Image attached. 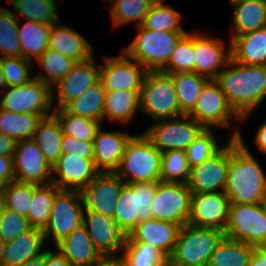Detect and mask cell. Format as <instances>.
<instances>
[{
	"mask_svg": "<svg viewBox=\"0 0 266 266\" xmlns=\"http://www.w3.org/2000/svg\"><path fill=\"white\" fill-rule=\"evenodd\" d=\"M230 203L258 204L266 195V174L236 129L229 139V169L224 190Z\"/></svg>",
	"mask_w": 266,
	"mask_h": 266,
	"instance_id": "6da1fadb",
	"label": "cell"
},
{
	"mask_svg": "<svg viewBox=\"0 0 266 266\" xmlns=\"http://www.w3.org/2000/svg\"><path fill=\"white\" fill-rule=\"evenodd\" d=\"M225 67L215 80L242 122L266 98V66L245 65L231 58Z\"/></svg>",
	"mask_w": 266,
	"mask_h": 266,
	"instance_id": "7a4b0ae2",
	"label": "cell"
},
{
	"mask_svg": "<svg viewBox=\"0 0 266 266\" xmlns=\"http://www.w3.org/2000/svg\"><path fill=\"white\" fill-rule=\"evenodd\" d=\"M162 153L142 133L127 143L115 173L126 183L160 182Z\"/></svg>",
	"mask_w": 266,
	"mask_h": 266,
	"instance_id": "3957f363",
	"label": "cell"
},
{
	"mask_svg": "<svg viewBox=\"0 0 266 266\" xmlns=\"http://www.w3.org/2000/svg\"><path fill=\"white\" fill-rule=\"evenodd\" d=\"M223 236L221 230L187 223L180 228L168 261L174 266H207Z\"/></svg>",
	"mask_w": 266,
	"mask_h": 266,
	"instance_id": "277c9868",
	"label": "cell"
},
{
	"mask_svg": "<svg viewBox=\"0 0 266 266\" xmlns=\"http://www.w3.org/2000/svg\"><path fill=\"white\" fill-rule=\"evenodd\" d=\"M136 28L139 34L122 51L147 71H161L167 65L176 43L186 33L154 31L142 26Z\"/></svg>",
	"mask_w": 266,
	"mask_h": 266,
	"instance_id": "5b68a950",
	"label": "cell"
},
{
	"mask_svg": "<svg viewBox=\"0 0 266 266\" xmlns=\"http://www.w3.org/2000/svg\"><path fill=\"white\" fill-rule=\"evenodd\" d=\"M140 111L154 121L184 115L170 74L147 71L140 91Z\"/></svg>",
	"mask_w": 266,
	"mask_h": 266,
	"instance_id": "8992f818",
	"label": "cell"
},
{
	"mask_svg": "<svg viewBox=\"0 0 266 266\" xmlns=\"http://www.w3.org/2000/svg\"><path fill=\"white\" fill-rule=\"evenodd\" d=\"M55 97L54 91L47 84L34 78L24 85L6 87L0 93V108L14 113L46 117L53 114L51 109Z\"/></svg>",
	"mask_w": 266,
	"mask_h": 266,
	"instance_id": "52a82bcc",
	"label": "cell"
},
{
	"mask_svg": "<svg viewBox=\"0 0 266 266\" xmlns=\"http://www.w3.org/2000/svg\"><path fill=\"white\" fill-rule=\"evenodd\" d=\"M155 122L143 134L161 153L169 150L186 151L205 129L189 115L160 119Z\"/></svg>",
	"mask_w": 266,
	"mask_h": 266,
	"instance_id": "ba28073f",
	"label": "cell"
},
{
	"mask_svg": "<svg viewBox=\"0 0 266 266\" xmlns=\"http://www.w3.org/2000/svg\"><path fill=\"white\" fill-rule=\"evenodd\" d=\"M224 236L253 246L266 245V212L261 203H230Z\"/></svg>",
	"mask_w": 266,
	"mask_h": 266,
	"instance_id": "9c48e42d",
	"label": "cell"
},
{
	"mask_svg": "<svg viewBox=\"0 0 266 266\" xmlns=\"http://www.w3.org/2000/svg\"><path fill=\"white\" fill-rule=\"evenodd\" d=\"M188 115L205 129L230 127L232 118L241 121L215 79L204 85L194 109Z\"/></svg>",
	"mask_w": 266,
	"mask_h": 266,
	"instance_id": "30bf717a",
	"label": "cell"
},
{
	"mask_svg": "<svg viewBox=\"0 0 266 266\" xmlns=\"http://www.w3.org/2000/svg\"><path fill=\"white\" fill-rule=\"evenodd\" d=\"M191 190L184 183L158 182L151 202L152 218L178 224H187L190 216Z\"/></svg>",
	"mask_w": 266,
	"mask_h": 266,
	"instance_id": "8fae6325",
	"label": "cell"
},
{
	"mask_svg": "<svg viewBox=\"0 0 266 266\" xmlns=\"http://www.w3.org/2000/svg\"><path fill=\"white\" fill-rule=\"evenodd\" d=\"M83 212L77 191L60 190L53 200L48 223L42 230L45 239L52 237L56 244L69 236L83 224Z\"/></svg>",
	"mask_w": 266,
	"mask_h": 266,
	"instance_id": "7c38bea8",
	"label": "cell"
},
{
	"mask_svg": "<svg viewBox=\"0 0 266 266\" xmlns=\"http://www.w3.org/2000/svg\"><path fill=\"white\" fill-rule=\"evenodd\" d=\"M121 53L117 57H106L100 67V80L105 91H141L146 68L123 51Z\"/></svg>",
	"mask_w": 266,
	"mask_h": 266,
	"instance_id": "4fadbf2b",
	"label": "cell"
},
{
	"mask_svg": "<svg viewBox=\"0 0 266 266\" xmlns=\"http://www.w3.org/2000/svg\"><path fill=\"white\" fill-rule=\"evenodd\" d=\"M124 184L115 172L99 173L88 186L77 190L84 211H96L113 217Z\"/></svg>",
	"mask_w": 266,
	"mask_h": 266,
	"instance_id": "5bb4252c",
	"label": "cell"
},
{
	"mask_svg": "<svg viewBox=\"0 0 266 266\" xmlns=\"http://www.w3.org/2000/svg\"><path fill=\"white\" fill-rule=\"evenodd\" d=\"M15 181L46 185L52 183V166L33 139L18 140L13 155Z\"/></svg>",
	"mask_w": 266,
	"mask_h": 266,
	"instance_id": "9a60e30c",
	"label": "cell"
},
{
	"mask_svg": "<svg viewBox=\"0 0 266 266\" xmlns=\"http://www.w3.org/2000/svg\"><path fill=\"white\" fill-rule=\"evenodd\" d=\"M229 169V140L212 157L191 167L187 186L193 193L224 192Z\"/></svg>",
	"mask_w": 266,
	"mask_h": 266,
	"instance_id": "2e32d148",
	"label": "cell"
},
{
	"mask_svg": "<svg viewBox=\"0 0 266 266\" xmlns=\"http://www.w3.org/2000/svg\"><path fill=\"white\" fill-rule=\"evenodd\" d=\"M229 198L225 192L193 193L190 196L189 224L197 227L213 228L225 232Z\"/></svg>",
	"mask_w": 266,
	"mask_h": 266,
	"instance_id": "e0dca14e",
	"label": "cell"
},
{
	"mask_svg": "<svg viewBox=\"0 0 266 266\" xmlns=\"http://www.w3.org/2000/svg\"><path fill=\"white\" fill-rule=\"evenodd\" d=\"M83 225L101 256H118L123 250L127 236L113 217L96 211H84Z\"/></svg>",
	"mask_w": 266,
	"mask_h": 266,
	"instance_id": "ac0fdd59",
	"label": "cell"
},
{
	"mask_svg": "<svg viewBox=\"0 0 266 266\" xmlns=\"http://www.w3.org/2000/svg\"><path fill=\"white\" fill-rule=\"evenodd\" d=\"M99 173L94 160L75 154H63L52 166V183L60 190L77 191L88 186Z\"/></svg>",
	"mask_w": 266,
	"mask_h": 266,
	"instance_id": "d6986e66",
	"label": "cell"
},
{
	"mask_svg": "<svg viewBox=\"0 0 266 266\" xmlns=\"http://www.w3.org/2000/svg\"><path fill=\"white\" fill-rule=\"evenodd\" d=\"M225 48L222 40L204 32H194L195 73L216 79L221 68L231 59V43Z\"/></svg>",
	"mask_w": 266,
	"mask_h": 266,
	"instance_id": "ffe728a7",
	"label": "cell"
},
{
	"mask_svg": "<svg viewBox=\"0 0 266 266\" xmlns=\"http://www.w3.org/2000/svg\"><path fill=\"white\" fill-rule=\"evenodd\" d=\"M100 79V68L94 57L76 62L69 73L53 88L57 89V105L53 109L64 108L70 101L80 96Z\"/></svg>",
	"mask_w": 266,
	"mask_h": 266,
	"instance_id": "44dd1931",
	"label": "cell"
},
{
	"mask_svg": "<svg viewBox=\"0 0 266 266\" xmlns=\"http://www.w3.org/2000/svg\"><path fill=\"white\" fill-rule=\"evenodd\" d=\"M133 136L121 131H104L101 127L93 139L94 164L100 173L115 172Z\"/></svg>",
	"mask_w": 266,
	"mask_h": 266,
	"instance_id": "7402d4cb",
	"label": "cell"
},
{
	"mask_svg": "<svg viewBox=\"0 0 266 266\" xmlns=\"http://www.w3.org/2000/svg\"><path fill=\"white\" fill-rule=\"evenodd\" d=\"M180 228V225L171 222L148 219L140 222L126 237L125 242L148 243L169 258L175 247Z\"/></svg>",
	"mask_w": 266,
	"mask_h": 266,
	"instance_id": "603a6c76",
	"label": "cell"
},
{
	"mask_svg": "<svg viewBox=\"0 0 266 266\" xmlns=\"http://www.w3.org/2000/svg\"><path fill=\"white\" fill-rule=\"evenodd\" d=\"M48 48L63 53L75 62H83L93 57V47L74 29L60 25V21L52 24Z\"/></svg>",
	"mask_w": 266,
	"mask_h": 266,
	"instance_id": "cb8c5ba5",
	"label": "cell"
},
{
	"mask_svg": "<svg viewBox=\"0 0 266 266\" xmlns=\"http://www.w3.org/2000/svg\"><path fill=\"white\" fill-rule=\"evenodd\" d=\"M45 235L42 229L31 228L16 239L6 243L1 266H22L30 259L42 255Z\"/></svg>",
	"mask_w": 266,
	"mask_h": 266,
	"instance_id": "d4e9b609",
	"label": "cell"
},
{
	"mask_svg": "<svg viewBox=\"0 0 266 266\" xmlns=\"http://www.w3.org/2000/svg\"><path fill=\"white\" fill-rule=\"evenodd\" d=\"M55 245L57 251L63 255L72 266H86L97 261L101 257L100 253L94 248L83 224Z\"/></svg>",
	"mask_w": 266,
	"mask_h": 266,
	"instance_id": "484cf974",
	"label": "cell"
},
{
	"mask_svg": "<svg viewBox=\"0 0 266 266\" xmlns=\"http://www.w3.org/2000/svg\"><path fill=\"white\" fill-rule=\"evenodd\" d=\"M231 58L238 63L266 66V26L236 36L231 42Z\"/></svg>",
	"mask_w": 266,
	"mask_h": 266,
	"instance_id": "4316f807",
	"label": "cell"
},
{
	"mask_svg": "<svg viewBox=\"0 0 266 266\" xmlns=\"http://www.w3.org/2000/svg\"><path fill=\"white\" fill-rule=\"evenodd\" d=\"M233 34L230 42L236 37L253 32L266 26V0H242L232 3Z\"/></svg>",
	"mask_w": 266,
	"mask_h": 266,
	"instance_id": "83f0119b",
	"label": "cell"
},
{
	"mask_svg": "<svg viewBox=\"0 0 266 266\" xmlns=\"http://www.w3.org/2000/svg\"><path fill=\"white\" fill-rule=\"evenodd\" d=\"M140 110V91L117 90L106 92L104 121L109 119L127 124Z\"/></svg>",
	"mask_w": 266,
	"mask_h": 266,
	"instance_id": "f1b7e54d",
	"label": "cell"
},
{
	"mask_svg": "<svg viewBox=\"0 0 266 266\" xmlns=\"http://www.w3.org/2000/svg\"><path fill=\"white\" fill-rule=\"evenodd\" d=\"M62 138L63 131L58 118L54 114L42 117L37 125L33 140L51 166L62 155Z\"/></svg>",
	"mask_w": 266,
	"mask_h": 266,
	"instance_id": "f546056e",
	"label": "cell"
},
{
	"mask_svg": "<svg viewBox=\"0 0 266 266\" xmlns=\"http://www.w3.org/2000/svg\"><path fill=\"white\" fill-rule=\"evenodd\" d=\"M18 22V39L22 57L30 62L36 60L48 48L51 26L41 22L25 20L23 26Z\"/></svg>",
	"mask_w": 266,
	"mask_h": 266,
	"instance_id": "4dcf8cb0",
	"label": "cell"
},
{
	"mask_svg": "<svg viewBox=\"0 0 266 266\" xmlns=\"http://www.w3.org/2000/svg\"><path fill=\"white\" fill-rule=\"evenodd\" d=\"M106 91L99 79L80 96L70 101L64 108L74 115L104 122V104Z\"/></svg>",
	"mask_w": 266,
	"mask_h": 266,
	"instance_id": "1f68e13d",
	"label": "cell"
},
{
	"mask_svg": "<svg viewBox=\"0 0 266 266\" xmlns=\"http://www.w3.org/2000/svg\"><path fill=\"white\" fill-rule=\"evenodd\" d=\"M254 248L253 245L223 236L207 266H248Z\"/></svg>",
	"mask_w": 266,
	"mask_h": 266,
	"instance_id": "d6a6232c",
	"label": "cell"
},
{
	"mask_svg": "<svg viewBox=\"0 0 266 266\" xmlns=\"http://www.w3.org/2000/svg\"><path fill=\"white\" fill-rule=\"evenodd\" d=\"M174 83L179 109L188 115L195 107L204 85L210 80L194 72L170 74Z\"/></svg>",
	"mask_w": 266,
	"mask_h": 266,
	"instance_id": "836d02e7",
	"label": "cell"
},
{
	"mask_svg": "<svg viewBox=\"0 0 266 266\" xmlns=\"http://www.w3.org/2000/svg\"><path fill=\"white\" fill-rule=\"evenodd\" d=\"M41 115L14 113L0 108V132L18 140L33 139Z\"/></svg>",
	"mask_w": 266,
	"mask_h": 266,
	"instance_id": "e575fe53",
	"label": "cell"
},
{
	"mask_svg": "<svg viewBox=\"0 0 266 266\" xmlns=\"http://www.w3.org/2000/svg\"><path fill=\"white\" fill-rule=\"evenodd\" d=\"M138 210V192H134V189L125 183L116 201L113 219L126 236L139 224Z\"/></svg>",
	"mask_w": 266,
	"mask_h": 266,
	"instance_id": "d590c367",
	"label": "cell"
},
{
	"mask_svg": "<svg viewBox=\"0 0 266 266\" xmlns=\"http://www.w3.org/2000/svg\"><path fill=\"white\" fill-rule=\"evenodd\" d=\"M60 189L54 184H34V195L27 219L32 228L44 229L48 223L53 200Z\"/></svg>",
	"mask_w": 266,
	"mask_h": 266,
	"instance_id": "8d00e7d4",
	"label": "cell"
},
{
	"mask_svg": "<svg viewBox=\"0 0 266 266\" xmlns=\"http://www.w3.org/2000/svg\"><path fill=\"white\" fill-rule=\"evenodd\" d=\"M41 69L46 73H41L35 76L52 90L71 70L72 66L76 63L68 58L63 53L54 51L47 48L45 52L36 60Z\"/></svg>",
	"mask_w": 266,
	"mask_h": 266,
	"instance_id": "74e56055",
	"label": "cell"
},
{
	"mask_svg": "<svg viewBox=\"0 0 266 266\" xmlns=\"http://www.w3.org/2000/svg\"><path fill=\"white\" fill-rule=\"evenodd\" d=\"M13 10L24 20L52 25L59 22L56 0H9Z\"/></svg>",
	"mask_w": 266,
	"mask_h": 266,
	"instance_id": "f35d334b",
	"label": "cell"
},
{
	"mask_svg": "<svg viewBox=\"0 0 266 266\" xmlns=\"http://www.w3.org/2000/svg\"><path fill=\"white\" fill-rule=\"evenodd\" d=\"M157 0H113L110 4L114 28L128 23L142 26L145 16Z\"/></svg>",
	"mask_w": 266,
	"mask_h": 266,
	"instance_id": "ab89813d",
	"label": "cell"
},
{
	"mask_svg": "<svg viewBox=\"0 0 266 266\" xmlns=\"http://www.w3.org/2000/svg\"><path fill=\"white\" fill-rule=\"evenodd\" d=\"M58 118L63 134L79 141H93L101 123L69 113L65 108L52 109Z\"/></svg>",
	"mask_w": 266,
	"mask_h": 266,
	"instance_id": "60d3db41",
	"label": "cell"
},
{
	"mask_svg": "<svg viewBox=\"0 0 266 266\" xmlns=\"http://www.w3.org/2000/svg\"><path fill=\"white\" fill-rule=\"evenodd\" d=\"M181 14L164 0H157L145 16L142 27L154 31L186 32L181 28Z\"/></svg>",
	"mask_w": 266,
	"mask_h": 266,
	"instance_id": "b9f144b4",
	"label": "cell"
},
{
	"mask_svg": "<svg viewBox=\"0 0 266 266\" xmlns=\"http://www.w3.org/2000/svg\"><path fill=\"white\" fill-rule=\"evenodd\" d=\"M122 252L125 266H164L168 262L161 251L145 242H125Z\"/></svg>",
	"mask_w": 266,
	"mask_h": 266,
	"instance_id": "7bdbcfd3",
	"label": "cell"
},
{
	"mask_svg": "<svg viewBox=\"0 0 266 266\" xmlns=\"http://www.w3.org/2000/svg\"><path fill=\"white\" fill-rule=\"evenodd\" d=\"M161 71L168 74L195 73L194 32H186L180 37L167 65Z\"/></svg>",
	"mask_w": 266,
	"mask_h": 266,
	"instance_id": "ee69618b",
	"label": "cell"
},
{
	"mask_svg": "<svg viewBox=\"0 0 266 266\" xmlns=\"http://www.w3.org/2000/svg\"><path fill=\"white\" fill-rule=\"evenodd\" d=\"M0 6V58L22 57L18 39V18Z\"/></svg>",
	"mask_w": 266,
	"mask_h": 266,
	"instance_id": "f6af8a7d",
	"label": "cell"
},
{
	"mask_svg": "<svg viewBox=\"0 0 266 266\" xmlns=\"http://www.w3.org/2000/svg\"><path fill=\"white\" fill-rule=\"evenodd\" d=\"M186 151L169 150L162 153L160 176L162 182L187 184L190 176Z\"/></svg>",
	"mask_w": 266,
	"mask_h": 266,
	"instance_id": "bcb514c9",
	"label": "cell"
},
{
	"mask_svg": "<svg viewBox=\"0 0 266 266\" xmlns=\"http://www.w3.org/2000/svg\"><path fill=\"white\" fill-rule=\"evenodd\" d=\"M211 129H204L201 134L186 149V156L190 167L202 164L221 148Z\"/></svg>",
	"mask_w": 266,
	"mask_h": 266,
	"instance_id": "7dc6e473",
	"label": "cell"
},
{
	"mask_svg": "<svg viewBox=\"0 0 266 266\" xmlns=\"http://www.w3.org/2000/svg\"><path fill=\"white\" fill-rule=\"evenodd\" d=\"M7 208L27 217L34 195L33 183L9 182L4 186Z\"/></svg>",
	"mask_w": 266,
	"mask_h": 266,
	"instance_id": "c3c4849f",
	"label": "cell"
},
{
	"mask_svg": "<svg viewBox=\"0 0 266 266\" xmlns=\"http://www.w3.org/2000/svg\"><path fill=\"white\" fill-rule=\"evenodd\" d=\"M33 62L23 57L1 58V66L7 87L20 86L30 82L35 77L30 75Z\"/></svg>",
	"mask_w": 266,
	"mask_h": 266,
	"instance_id": "681fc988",
	"label": "cell"
},
{
	"mask_svg": "<svg viewBox=\"0 0 266 266\" xmlns=\"http://www.w3.org/2000/svg\"><path fill=\"white\" fill-rule=\"evenodd\" d=\"M31 228L27 217L13 210L6 208L0 215V239L5 243L13 241Z\"/></svg>",
	"mask_w": 266,
	"mask_h": 266,
	"instance_id": "f907efd6",
	"label": "cell"
},
{
	"mask_svg": "<svg viewBox=\"0 0 266 266\" xmlns=\"http://www.w3.org/2000/svg\"><path fill=\"white\" fill-rule=\"evenodd\" d=\"M138 192L139 201V223L148 219H152L151 202L157 190L158 182L129 183Z\"/></svg>",
	"mask_w": 266,
	"mask_h": 266,
	"instance_id": "816d5d0a",
	"label": "cell"
},
{
	"mask_svg": "<svg viewBox=\"0 0 266 266\" xmlns=\"http://www.w3.org/2000/svg\"><path fill=\"white\" fill-rule=\"evenodd\" d=\"M61 153L75 154L85 159L94 160L93 141H79L69 135L63 134Z\"/></svg>",
	"mask_w": 266,
	"mask_h": 266,
	"instance_id": "f5cc1de1",
	"label": "cell"
},
{
	"mask_svg": "<svg viewBox=\"0 0 266 266\" xmlns=\"http://www.w3.org/2000/svg\"><path fill=\"white\" fill-rule=\"evenodd\" d=\"M15 180L13 157L0 155V187Z\"/></svg>",
	"mask_w": 266,
	"mask_h": 266,
	"instance_id": "db71d44e",
	"label": "cell"
},
{
	"mask_svg": "<svg viewBox=\"0 0 266 266\" xmlns=\"http://www.w3.org/2000/svg\"><path fill=\"white\" fill-rule=\"evenodd\" d=\"M44 266H72L71 263L58 251L46 249L44 252Z\"/></svg>",
	"mask_w": 266,
	"mask_h": 266,
	"instance_id": "11a10c76",
	"label": "cell"
},
{
	"mask_svg": "<svg viewBox=\"0 0 266 266\" xmlns=\"http://www.w3.org/2000/svg\"><path fill=\"white\" fill-rule=\"evenodd\" d=\"M16 140L0 132V155L12 156L16 149Z\"/></svg>",
	"mask_w": 266,
	"mask_h": 266,
	"instance_id": "9f6ffc18",
	"label": "cell"
},
{
	"mask_svg": "<svg viewBox=\"0 0 266 266\" xmlns=\"http://www.w3.org/2000/svg\"><path fill=\"white\" fill-rule=\"evenodd\" d=\"M248 266H266V246H255Z\"/></svg>",
	"mask_w": 266,
	"mask_h": 266,
	"instance_id": "6f0895ef",
	"label": "cell"
},
{
	"mask_svg": "<svg viewBox=\"0 0 266 266\" xmlns=\"http://www.w3.org/2000/svg\"><path fill=\"white\" fill-rule=\"evenodd\" d=\"M86 266H125L121 256H101L97 261Z\"/></svg>",
	"mask_w": 266,
	"mask_h": 266,
	"instance_id": "680465c9",
	"label": "cell"
},
{
	"mask_svg": "<svg viewBox=\"0 0 266 266\" xmlns=\"http://www.w3.org/2000/svg\"><path fill=\"white\" fill-rule=\"evenodd\" d=\"M254 141L258 150L266 154V121L257 127Z\"/></svg>",
	"mask_w": 266,
	"mask_h": 266,
	"instance_id": "91938a15",
	"label": "cell"
},
{
	"mask_svg": "<svg viewBox=\"0 0 266 266\" xmlns=\"http://www.w3.org/2000/svg\"><path fill=\"white\" fill-rule=\"evenodd\" d=\"M22 266H44V253L36 258L28 260Z\"/></svg>",
	"mask_w": 266,
	"mask_h": 266,
	"instance_id": "94428289",
	"label": "cell"
},
{
	"mask_svg": "<svg viewBox=\"0 0 266 266\" xmlns=\"http://www.w3.org/2000/svg\"><path fill=\"white\" fill-rule=\"evenodd\" d=\"M7 208L6 195L4 191V187H0V215Z\"/></svg>",
	"mask_w": 266,
	"mask_h": 266,
	"instance_id": "6125c7cd",
	"label": "cell"
},
{
	"mask_svg": "<svg viewBox=\"0 0 266 266\" xmlns=\"http://www.w3.org/2000/svg\"><path fill=\"white\" fill-rule=\"evenodd\" d=\"M7 85H6V82H5V78H4V74H3V71H2V66H1V58H0V89H6Z\"/></svg>",
	"mask_w": 266,
	"mask_h": 266,
	"instance_id": "be15d7a7",
	"label": "cell"
},
{
	"mask_svg": "<svg viewBox=\"0 0 266 266\" xmlns=\"http://www.w3.org/2000/svg\"><path fill=\"white\" fill-rule=\"evenodd\" d=\"M5 245H6V243L3 242L0 239V266L2 265V260H3V256H4Z\"/></svg>",
	"mask_w": 266,
	"mask_h": 266,
	"instance_id": "e7e4bbea",
	"label": "cell"
},
{
	"mask_svg": "<svg viewBox=\"0 0 266 266\" xmlns=\"http://www.w3.org/2000/svg\"><path fill=\"white\" fill-rule=\"evenodd\" d=\"M263 208H264V211L266 212V195L265 197L263 198L262 202H261Z\"/></svg>",
	"mask_w": 266,
	"mask_h": 266,
	"instance_id": "03108f58",
	"label": "cell"
},
{
	"mask_svg": "<svg viewBox=\"0 0 266 266\" xmlns=\"http://www.w3.org/2000/svg\"><path fill=\"white\" fill-rule=\"evenodd\" d=\"M239 1H242V0H229V3L232 4V3L239 2Z\"/></svg>",
	"mask_w": 266,
	"mask_h": 266,
	"instance_id": "003e7915",
	"label": "cell"
},
{
	"mask_svg": "<svg viewBox=\"0 0 266 266\" xmlns=\"http://www.w3.org/2000/svg\"><path fill=\"white\" fill-rule=\"evenodd\" d=\"M164 266H174V265L171 264V263L168 261Z\"/></svg>",
	"mask_w": 266,
	"mask_h": 266,
	"instance_id": "a7ac6f4b",
	"label": "cell"
},
{
	"mask_svg": "<svg viewBox=\"0 0 266 266\" xmlns=\"http://www.w3.org/2000/svg\"><path fill=\"white\" fill-rule=\"evenodd\" d=\"M106 2H108L109 4L113 1V0H105Z\"/></svg>",
	"mask_w": 266,
	"mask_h": 266,
	"instance_id": "89a4df30",
	"label": "cell"
}]
</instances>
